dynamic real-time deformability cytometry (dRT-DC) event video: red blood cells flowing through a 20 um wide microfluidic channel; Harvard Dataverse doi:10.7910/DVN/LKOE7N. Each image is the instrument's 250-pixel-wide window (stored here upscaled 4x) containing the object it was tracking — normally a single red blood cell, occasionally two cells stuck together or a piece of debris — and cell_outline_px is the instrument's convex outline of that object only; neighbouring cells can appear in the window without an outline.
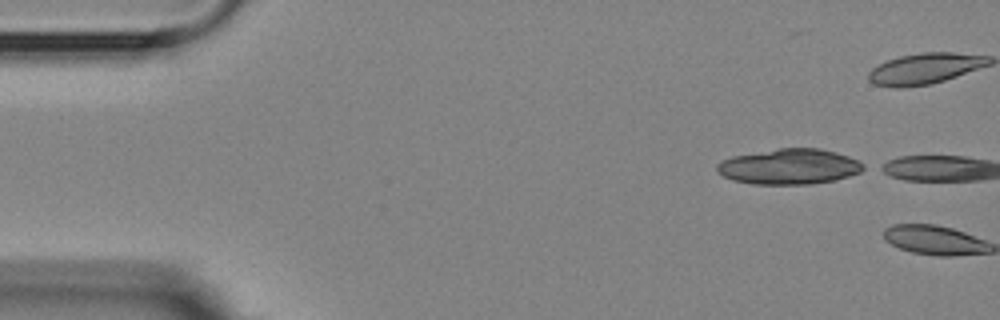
{"species": "Egyptian fruit bat (a non-hibernating species)", "species_latin": "Rousettus aegyptiacus", "temperature_condition": "room temperature", "stored_images_in_passage": 2, "camera_frame_rate_fps": 3000, "um_per_image_px": 0.085, "animal": {"sex": "female"}, "frame": {"image": 1, "passage_image": 1, "time_ms": 0.0, "image_size_px": [1000, 320], "cell_outline_px": [[868, 168], [860, 172], [848, 176], [832, 180], [812, 184], [752, 184], [732, 180], [724, 176], [716, 168], [716, 164], [732, 156], [780, 148], [820, 148], [836, 152], [860, 160], [868, 164]], "centroid_in_image_um": [67.15, 14.15], "position_along_channel_um": 17.8, "area_um2": 30.35}}